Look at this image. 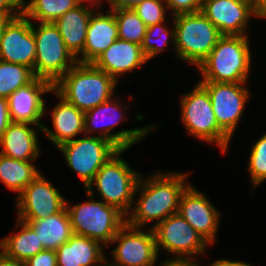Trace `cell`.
<instances>
[{
    "instance_id": "74e56055",
    "label": "cell",
    "mask_w": 266,
    "mask_h": 266,
    "mask_svg": "<svg viewBox=\"0 0 266 266\" xmlns=\"http://www.w3.org/2000/svg\"><path fill=\"white\" fill-rule=\"evenodd\" d=\"M144 0H111L110 9L108 11H115L118 9H133Z\"/></svg>"
},
{
    "instance_id": "8fae6325",
    "label": "cell",
    "mask_w": 266,
    "mask_h": 266,
    "mask_svg": "<svg viewBox=\"0 0 266 266\" xmlns=\"http://www.w3.org/2000/svg\"><path fill=\"white\" fill-rule=\"evenodd\" d=\"M152 226L158 255L163 248L175 258H194L209 245L178 213Z\"/></svg>"
},
{
    "instance_id": "44dd1931",
    "label": "cell",
    "mask_w": 266,
    "mask_h": 266,
    "mask_svg": "<svg viewBox=\"0 0 266 266\" xmlns=\"http://www.w3.org/2000/svg\"><path fill=\"white\" fill-rule=\"evenodd\" d=\"M53 92L60 97L51 114L54 130H49L43 125L42 131L56 147H59L84 132L85 112L67 102L54 89Z\"/></svg>"
},
{
    "instance_id": "7402d4cb",
    "label": "cell",
    "mask_w": 266,
    "mask_h": 266,
    "mask_svg": "<svg viewBox=\"0 0 266 266\" xmlns=\"http://www.w3.org/2000/svg\"><path fill=\"white\" fill-rule=\"evenodd\" d=\"M29 123L12 122L0 138V154L9 158L34 161L39 157L37 129Z\"/></svg>"
},
{
    "instance_id": "277c9868",
    "label": "cell",
    "mask_w": 266,
    "mask_h": 266,
    "mask_svg": "<svg viewBox=\"0 0 266 266\" xmlns=\"http://www.w3.org/2000/svg\"><path fill=\"white\" fill-rule=\"evenodd\" d=\"M93 191L86 188L90 200L73 206L66 200L65 207L73 234L96 240L106 247L126 224V215L115 206L94 200Z\"/></svg>"
},
{
    "instance_id": "d6986e66",
    "label": "cell",
    "mask_w": 266,
    "mask_h": 266,
    "mask_svg": "<svg viewBox=\"0 0 266 266\" xmlns=\"http://www.w3.org/2000/svg\"><path fill=\"white\" fill-rule=\"evenodd\" d=\"M145 63L147 60L141 45L117 39L92 64L118 82L119 76Z\"/></svg>"
},
{
    "instance_id": "2e32d148",
    "label": "cell",
    "mask_w": 266,
    "mask_h": 266,
    "mask_svg": "<svg viewBox=\"0 0 266 266\" xmlns=\"http://www.w3.org/2000/svg\"><path fill=\"white\" fill-rule=\"evenodd\" d=\"M32 22L23 14L12 18L0 39V60L21 64L32 71L36 59Z\"/></svg>"
},
{
    "instance_id": "e575fe53",
    "label": "cell",
    "mask_w": 266,
    "mask_h": 266,
    "mask_svg": "<svg viewBox=\"0 0 266 266\" xmlns=\"http://www.w3.org/2000/svg\"><path fill=\"white\" fill-rule=\"evenodd\" d=\"M25 263L27 266H58L56 252L54 250H43L38 252Z\"/></svg>"
},
{
    "instance_id": "3957f363",
    "label": "cell",
    "mask_w": 266,
    "mask_h": 266,
    "mask_svg": "<svg viewBox=\"0 0 266 266\" xmlns=\"http://www.w3.org/2000/svg\"><path fill=\"white\" fill-rule=\"evenodd\" d=\"M250 44L247 35H222L207 58L197 68L199 82L245 83L251 64Z\"/></svg>"
},
{
    "instance_id": "4dcf8cb0",
    "label": "cell",
    "mask_w": 266,
    "mask_h": 266,
    "mask_svg": "<svg viewBox=\"0 0 266 266\" xmlns=\"http://www.w3.org/2000/svg\"><path fill=\"white\" fill-rule=\"evenodd\" d=\"M164 23L165 22H162L147 27L146 35L144 36L143 42L141 44L142 52L147 61L166 49V45L169 44V37L172 38L171 42L175 46V27L173 25L171 32H169Z\"/></svg>"
},
{
    "instance_id": "ac0fdd59",
    "label": "cell",
    "mask_w": 266,
    "mask_h": 266,
    "mask_svg": "<svg viewBox=\"0 0 266 266\" xmlns=\"http://www.w3.org/2000/svg\"><path fill=\"white\" fill-rule=\"evenodd\" d=\"M53 92V85L47 80L35 77L29 84L20 87L8 97L12 122L35 124L42 131L41 118L45 114L42 95Z\"/></svg>"
},
{
    "instance_id": "e0dca14e",
    "label": "cell",
    "mask_w": 266,
    "mask_h": 266,
    "mask_svg": "<svg viewBox=\"0 0 266 266\" xmlns=\"http://www.w3.org/2000/svg\"><path fill=\"white\" fill-rule=\"evenodd\" d=\"M178 214L184 218L203 239L212 245L219 227L220 213L213 204L191 184L183 192Z\"/></svg>"
},
{
    "instance_id": "484cf974",
    "label": "cell",
    "mask_w": 266,
    "mask_h": 266,
    "mask_svg": "<svg viewBox=\"0 0 266 266\" xmlns=\"http://www.w3.org/2000/svg\"><path fill=\"white\" fill-rule=\"evenodd\" d=\"M16 225L21 230L13 236L2 238L0 249L7 257L26 262L45 249L36 232L27 223L17 219Z\"/></svg>"
},
{
    "instance_id": "7bdbcfd3",
    "label": "cell",
    "mask_w": 266,
    "mask_h": 266,
    "mask_svg": "<svg viewBox=\"0 0 266 266\" xmlns=\"http://www.w3.org/2000/svg\"><path fill=\"white\" fill-rule=\"evenodd\" d=\"M19 15H4L0 14V39L3 34L4 28L7 25V23L14 17H17Z\"/></svg>"
},
{
    "instance_id": "60d3db41",
    "label": "cell",
    "mask_w": 266,
    "mask_h": 266,
    "mask_svg": "<svg viewBox=\"0 0 266 266\" xmlns=\"http://www.w3.org/2000/svg\"><path fill=\"white\" fill-rule=\"evenodd\" d=\"M209 266H252L249 263L241 261H231L227 259H219L212 263H209Z\"/></svg>"
},
{
    "instance_id": "f6af8a7d",
    "label": "cell",
    "mask_w": 266,
    "mask_h": 266,
    "mask_svg": "<svg viewBox=\"0 0 266 266\" xmlns=\"http://www.w3.org/2000/svg\"><path fill=\"white\" fill-rule=\"evenodd\" d=\"M107 260L105 259L99 266H117V265H114V264H105V262H106Z\"/></svg>"
},
{
    "instance_id": "8992f818",
    "label": "cell",
    "mask_w": 266,
    "mask_h": 266,
    "mask_svg": "<svg viewBox=\"0 0 266 266\" xmlns=\"http://www.w3.org/2000/svg\"><path fill=\"white\" fill-rule=\"evenodd\" d=\"M126 150L128 149H119L111 156L87 187H96L105 204L117 207L125 215L131 211L135 202V190L141 177L140 173L135 172L119 157Z\"/></svg>"
},
{
    "instance_id": "cb8c5ba5",
    "label": "cell",
    "mask_w": 266,
    "mask_h": 266,
    "mask_svg": "<svg viewBox=\"0 0 266 266\" xmlns=\"http://www.w3.org/2000/svg\"><path fill=\"white\" fill-rule=\"evenodd\" d=\"M95 9L79 4L59 17L54 24L58 27L66 48L75 58L83 52L89 19Z\"/></svg>"
},
{
    "instance_id": "6da1fadb",
    "label": "cell",
    "mask_w": 266,
    "mask_h": 266,
    "mask_svg": "<svg viewBox=\"0 0 266 266\" xmlns=\"http://www.w3.org/2000/svg\"><path fill=\"white\" fill-rule=\"evenodd\" d=\"M187 176L188 173L155 172L150 178L144 179L141 175L135 190L141 196L133 203L135 206L132 207V212L126 215V223L142 228L148 222L157 220L156 225L177 214L181 196L190 185L185 184Z\"/></svg>"
},
{
    "instance_id": "9a60e30c",
    "label": "cell",
    "mask_w": 266,
    "mask_h": 266,
    "mask_svg": "<svg viewBox=\"0 0 266 266\" xmlns=\"http://www.w3.org/2000/svg\"><path fill=\"white\" fill-rule=\"evenodd\" d=\"M219 30L221 35H246L252 17H259L253 0H202L200 10Z\"/></svg>"
},
{
    "instance_id": "f35d334b",
    "label": "cell",
    "mask_w": 266,
    "mask_h": 266,
    "mask_svg": "<svg viewBox=\"0 0 266 266\" xmlns=\"http://www.w3.org/2000/svg\"><path fill=\"white\" fill-rule=\"evenodd\" d=\"M196 258H173L167 259L160 266H198L199 263L195 262Z\"/></svg>"
},
{
    "instance_id": "4316f807",
    "label": "cell",
    "mask_w": 266,
    "mask_h": 266,
    "mask_svg": "<svg viewBox=\"0 0 266 266\" xmlns=\"http://www.w3.org/2000/svg\"><path fill=\"white\" fill-rule=\"evenodd\" d=\"M6 157L0 154V180L11 191L18 195L31 183L40 172L31 163Z\"/></svg>"
},
{
    "instance_id": "5b68a950",
    "label": "cell",
    "mask_w": 266,
    "mask_h": 266,
    "mask_svg": "<svg viewBox=\"0 0 266 266\" xmlns=\"http://www.w3.org/2000/svg\"><path fill=\"white\" fill-rule=\"evenodd\" d=\"M173 17L175 53L182 61L198 68L222 35L201 11Z\"/></svg>"
},
{
    "instance_id": "52a82bcc",
    "label": "cell",
    "mask_w": 266,
    "mask_h": 266,
    "mask_svg": "<svg viewBox=\"0 0 266 266\" xmlns=\"http://www.w3.org/2000/svg\"><path fill=\"white\" fill-rule=\"evenodd\" d=\"M181 122L188 131L204 142L215 143L225 153L231 137L218 125L207 90L198 82L181 98Z\"/></svg>"
},
{
    "instance_id": "f546056e",
    "label": "cell",
    "mask_w": 266,
    "mask_h": 266,
    "mask_svg": "<svg viewBox=\"0 0 266 266\" xmlns=\"http://www.w3.org/2000/svg\"><path fill=\"white\" fill-rule=\"evenodd\" d=\"M117 21L119 39L141 45L147 26L133 9L113 11Z\"/></svg>"
},
{
    "instance_id": "8d00e7d4",
    "label": "cell",
    "mask_w": 266,
    "mask_h": 266,
    "mask_svg": "<svg viewBox=\"0 0 266 266\" xmlns=\"http://www.w3.org/2000/svg\"><path fill=\"white\" fill-rule=\"evenodd\" d=\"M23 0H0V14L21 15Z\"/></svg>"
},
{
    "instance_id": "ab89813d",
    "label": "cell",
    "mask_w": 266,
    "mask_h": 266,
    "mask_svg": "<svg viewBox=\"0 0 266 266\" xmlns=\"http://www.w3.org/2000/svg\"><path fill=\"white\" fill-rule=\"evenodd\" d=\"M0 266H27L24 261H19L7 257L3 252H0Z\"/></svg>"
},
{
    "instance_id": "d590c367",
    "label": "cell",
    "mask_w": 266,
    "mask_h": 266,
    "mask_svg": "<svg viewBox=\"0 0 266 266\" xmlns=\"http://www.w3.org/2000/svg\"><path fill=\"white\" fill-rule=\"evenodd\" d=\"M11 123L12 120L9 113L8 98L0 97V138Z\"/></svg>"
},
{
    "instance_id": "7c38bea8",
    "label": "cell",
    "mask_w": 266,
    "mask_h": 266,
    "mask_svg": "<svg viewBox=\"0 0 266 266\" xmlns=\"http://www.w3.org/2000/svg\"><path fill=\"white\" fill-rule=\"evenodd\" d=\"M119 241V242H118ZM118 242L111 251L114 265L117 266H155L158 259L155 235L150 227L147 232L127 223L110 242Z\"/></svg>"
},
{
    "instance_id": "f1b7e54d",
    "label": "cell",
    "mask_w": 266,
    "mask_h": 266,
    "mask_svg": "<svg viewBox=\"0 0 266 266\" xmlns=\"http://www.w3.org/2000/svg\"><path fill=\"white\" fill-rule=\"evenodd\" d=\"M35 78L33 71L21 64L0 60V97L8 98Z\"/></svg>"
},
{
    "instance_id": "603a6c76",
    "label": "cell",
    "mask_w": 266,
    "mask_h": 266,
    "mask_svg": "<svg viewBox=\"0 0 266 266\" xmlns=\"http://www.w3.org/2000/svg\"><path fill=\"white\" fill-rule=\"evenodd\" d=\"M102 244L85 236L73 234L55 252L58 266H99L106 258Z\"/></svg>"
},
{
    "instance_id": "1f68e13d",
    "label": "cell",
    "mask_w": 266,
    "mask_h": 266,
    "mask_svg": "<svg viewBox=\"0 0 266 266\" xmlns=\"http://www.w3.org/2000/svg\"><path fill=\"white\" fill-rule=\"evenodd\" d=\"M248 172L253 188L266 180V133L251 148Z\"/></svg>"
},
{
    "instance_id": "7a4b0ae2",
    "label": "cell",
    "mask_w": 266,
    "mask_h": 266,
    "mask_svg": "<svg viewBox=\"0 0 266 266\" xmlns=\"http://www.w3.org/2000/svg\"><path fill=\"white\" fill-rule=\"evenodd\" d=\"M117 82L92 63L77 62L53 89L67 102L86 112L110 100Z\"/></svg>"
},
{
    "instance_id": "ba28073f",
    "label": "cell",
    "mask_w": 266,
    "mask_h": 266,
    "mask_svg": "<svg viewBox=\"0 0 266 266\" xmlns=\"http://www.w3.org/2000/svg\"><path fill=\"white\" fill-rule=\"evenodd\" d=\"M32 23L36 40L35 77L54 85L76 63L74 55L66 48L58 27L54 23ZM37 27V28H35Z\"/></svg>"
},
{
    "instance_id": "83f0119b",
    "label": "cell",
    "mask_w": 266,
    "mask_h": 266,
    "mask_svg": "<svg viewBox=\"0 0 266 266\" xmlns=\"http://www.w3.org/2000/svg\"><path fill=\"white\" fill-rule=\"evenodd\" d=\"M79 4V0H30L28 2L23 0L22 14L30 21L35 19L39 23H54Z\"/></svg>"
},
{
    "instance_id": "836d02e7",
    "label": "cell",
    "mask_w": 266,
    "mask_h": 266,
    "mask_svg": "<svg viewBox=\"0 0 266 266\" xmlns=\"http://www.w3.org/2000/svg\"><path fill=\"white\" fill-rule=\"evenodd\" d=\"M167 7L173 12L172 16L178 14L196 13L201 10L202 0H164Z\"/></svg>"
},
{
    "instance_id": "d6a6232c",
    "label": "cell",
    "mask_w": 266,
    "mask_h": 266,
    "mask_svg": "<svg viewBox=\"0 0 266 266\" xmlns=\"http://www.w3.org/2000/svg\"><path fill=\"white\" fill-rule=\"evenodd\" d=\"M138 17L147 27L162 23L166 20L167 4L164 0H144L133 8Z\"/></svg>"
},
{
    "instance_id": "ffe728a7",
    "label": "cell",
    "mask_w": 266,
    "mask_h": 266,
    "mask_svg": "<svg viewBox=\"0 0 266 266\" xmlns=\"http://www.w3.org/2000/svg\"><path fill=\"white\" fill-rule=\"evenodd\" d=\"M117 39L118 27L113 11L106 14L94 11L89 19L83 52L76 58L77 62L93 63Z\"/></svg>"
},
{
    "instance_id": "9c48e42d",
    "label": "cell",
    "mask_w": 266,
    "mask_h": 266,
    "mask_svg": "<svg viewBox=\"0 0 266 266\" xmlns=\"http://www.w3.org/2000/svg\"><path fill=\"white\" fill-rule=\"evenodd\" d=\"M57 148L63 153L66 164L78 174L85 189L100 168L119 150L111 141L98 134L74 139Z\"/></svg>"
},
{
    "instance_id": "d4e9b609",
    "label": "cell",
    "mask_w": 266,
    "mask_h": 266,
    "mask_svg": "<svg viewBox=\"0 0 266 266\" xmlns=\"http://www.w3.org/2000/svg\"><path fill=\"white\" fill-rule=\"evenodd\" d=\"M25 223L36 232L45 250L56 251L73 235L70 217L66 207L45 219Z\"/></svg>"
},
{
    "instance_id": "ee69618b",
    "label": "cell",
    "mask_w": 266,
    "mask_h": 266,
    "mask_svg": "<svg viewBox=\"0 0 266 266\" xmlns=\"http://www.w3.org/2000/svg\"><path fill=\"white\" fill-rule=\"evenodd\" d=\"M111 0H107V2L109 3ZM79 2L81 3V4H84V2L86 3H89V4H91L90 6H93V8L94 7H96V5H97V8H98V5H100L101 4V0H79Z\"/></svg>"
},
{
    "instance_id": "b9f144b4",
    "label": "cell",
    "mask_w": 266,
    "mask_h": 266,
    "mask_svg": "<svg viewBox=\"0 0 266 266\" xmlns=\"http://www.w3.org/2000/svg\"><path fill=\"white\" fill-rule=\"evenodd\" d=\"M254 8L259 18L266 19V0H253Z\"/></svg>"
},
{
    "instance_id": "5bb4252c",
    "label": "cell",
    "mask_w": 266,
    "mask_h": 266,
    "mask_svg": "<svg viewBox=\"0 0 266 266\" xmlns=\"http://www.w3.org/2000/svg\"><path fill=\"white\" fill-rule=\"evenodd\" d=\"M208 92L218 125L232 138L247 105L245 83L199 82Z\"/></svg>"
},
{
    "instance_id": "4fadbf2b",
    "label": "cell",
    "mask_w": 266,
    "mask_h": 266,
    "mask_svg": "<svg viewBox=\"0 0 266 266\" xmlns=\"http://www.w3.org/2000/svg\"><path fill=\"white\" fill-rule=\"evenodd\" d=\"M18 220L31 222L60 212L66 199L42 174H39L17 195Z\"/></svg>"
},
{
    "instance_id": "30bf717a",
    "label": "cell",
    "mask_w": 266,
    "mask_h": 266,
    "mask_svg": "<svg viewBox=\"0 0 266 266\" xmlns=\"http://www.w3.org/2000/svg\"><path fill=\"white\" fill-rule=\"evenodd\" d=\"M113 98L85 112L84 133L91 136L95 131H101L99 137L111 141L118 149H128L140 142L155 125L111 133L114 126L119 125L122 118H126L119 103L122 100Z\"/></svg>"
}]
</instances>
